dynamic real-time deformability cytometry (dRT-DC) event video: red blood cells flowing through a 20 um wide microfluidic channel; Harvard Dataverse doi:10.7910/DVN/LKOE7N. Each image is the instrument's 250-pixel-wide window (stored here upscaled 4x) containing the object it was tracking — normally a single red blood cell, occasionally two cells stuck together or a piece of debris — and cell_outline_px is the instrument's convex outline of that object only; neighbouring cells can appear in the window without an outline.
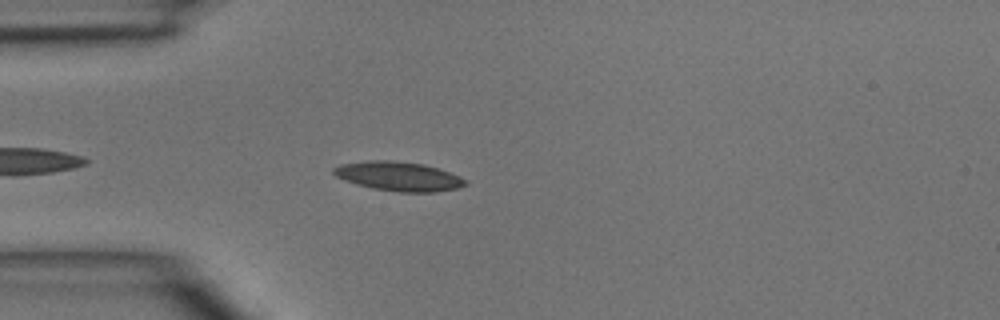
{"species": "common noctule bat (a hibernating species)", "species_latin": "Nyctalus noctula", "temperature_condition": "room temperature", "stored_images_in_passage": 20, "camera_frame_rate_fps": 3000, "um_per_image_px": 0.085, "animal": {"sex": "male", "body_mass_g": 15.6}, "frame": {"image": 1, "passage_image": 4, "time_ms": 1.0, "image_size_px": [1000, 320], "cell_outline_px": [[468, 184], [456, 188], [436, 192], [400, 192], [372, 188], [356, 184], [344, 180], [336, 176], [332, 172], [332, 168], [340, 164], [368, 160], [388, 160], [424, 164], [448, 172], [468, 180]], "centroid_in_image_um": [33.85, 14.98], "position_along_channel_um": 51.1, "area_um2": 22.37}}
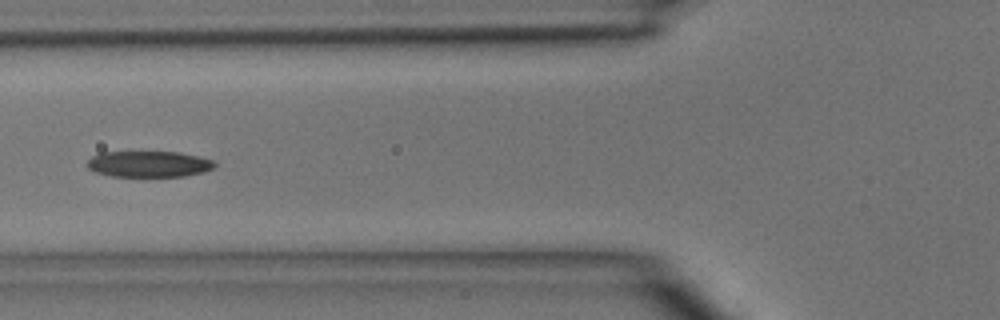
{"frame": {"image": 2, "passage_image": 9, "time_ms": 2.667, "image_size_px": [1000, 320], "cell_outline_px": [[216, 164], [212, 168], [204, 172], [184, 176], [112, 176], [96, 172], [88, 168], [88, 160], [92, 156], [100, 152], [180, 152], [216, 160]], "centroid_in_image_um": [12.68, 13.93], "position_along_channel_um": 113.1, "area_um2": 19.36}}